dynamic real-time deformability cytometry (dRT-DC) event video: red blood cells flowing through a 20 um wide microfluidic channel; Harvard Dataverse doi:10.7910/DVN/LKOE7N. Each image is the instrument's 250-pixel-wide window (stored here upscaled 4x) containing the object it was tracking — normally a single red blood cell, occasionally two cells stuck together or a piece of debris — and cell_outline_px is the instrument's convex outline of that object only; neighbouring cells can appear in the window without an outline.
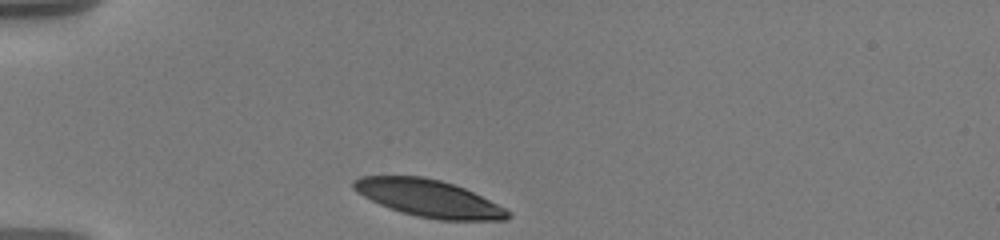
{"species": "human", "species_latin": "Homo sapiens", "temperature_condition": "warm", "stored_images_in_passage": 15, "camera_frame_rate_fps": 3000, "um_per_image_px": 0.085, "donor": {"sex": "male"}, "frame": {"image": 1, "passage_image": 1, "time_ms": 0.0, "image_size_px": [1000, 240], "cell_outline_px": [[512, 216], [504, 220], [440, 220], [416, 216], [380, 204], [364, 196], [352, 188], [352, 180], [360, 176], [424, 176], [440, 180], [464, 188], [512, 212]], "centroid_in_image_um": [36.44, 16.85], "position_along_channel_um": 48.6, "area_um2": 33.0}}
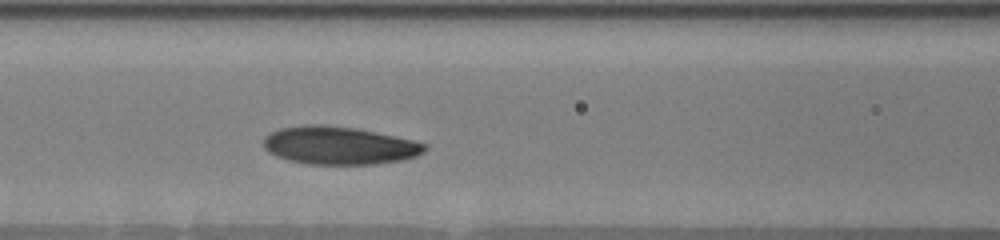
{"frame": {"image": 2, "passage_image": 11, "time_ms": 3.333, "image_size_px": [1000, 240], "cell_outline_px": [[428, 148], [424, 152], [416, 156], [400, 160], [376, 164], [308, 164], [288, 160], [276, 156], [268, 152], [264, 148], [264, 136], [280, 128], [304, 124], [320, 124], [356, 128], [412, 140], [428, 144]], "centroid_in_image_um": [28.81, 12.36], "position_along_channel_um": 137.8, "area_um2": 35.66}}
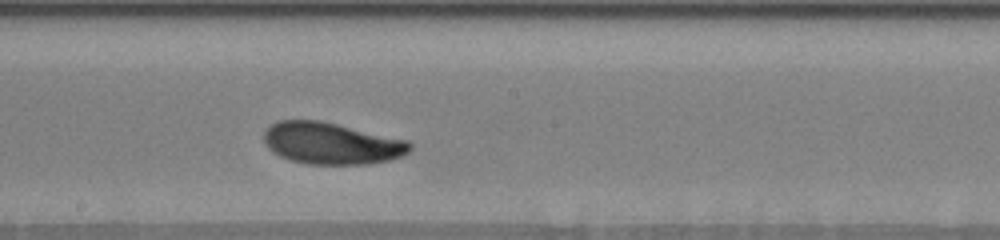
{"frame": {"image": 3, "passage_image": 15, "time_ms": 5.667, "image_size_px": [1000, 240], "cell_outline_px": [[412, 148], [408, 152], [392, 160], [368, 164], [308, 164], [288, 160], [272, 152], [264, 144], [264, 132], [272, 124], [280, 120], [320, 120], [408, 140], [412, 144]], "centroid_in_image_um": [28.17, 12.19], "position_along_channel_um": 220.0, "area_um2": 35.66}}